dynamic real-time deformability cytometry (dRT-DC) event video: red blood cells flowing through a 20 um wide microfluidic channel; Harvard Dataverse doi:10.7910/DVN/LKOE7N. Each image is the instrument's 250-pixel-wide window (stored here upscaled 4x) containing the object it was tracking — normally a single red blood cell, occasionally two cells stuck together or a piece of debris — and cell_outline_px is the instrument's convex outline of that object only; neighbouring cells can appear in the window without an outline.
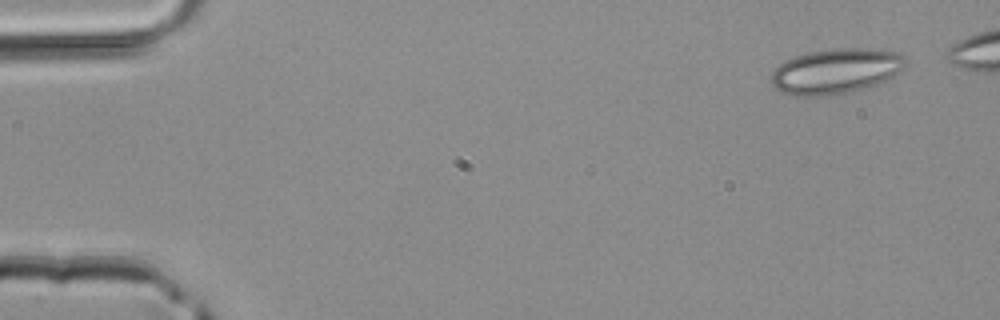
{"species": "common noctule bat (a hibernating species)", "species_latin": "Nyctalus noctula", "temperature_condition": "room temperature", "stored_images_in_passage": 39, "camera_frame_rate_fps": 3000, "um_per_image_px": 0.085, "animal": {"sex": "male", "body_mass_g": 20.4}, "frame": {"image": 1, "passage_image": 1, "time_ms": 0.0, "image_size_px": [1000, 320], "cell_outline_px": [[908, 60], [900, 72], [876, 84], [864, 88], [848, 92], [824, 96], [792, 96], [780, 92], [772, 84], [772, 72], [784, 60], [808, 52], [840, 48], [860, 48], [900, 52]], "centroid_in_image_um": [71.04, 6.05], "position_along_channel_um": 14.0, "area_um2": 35.32}}
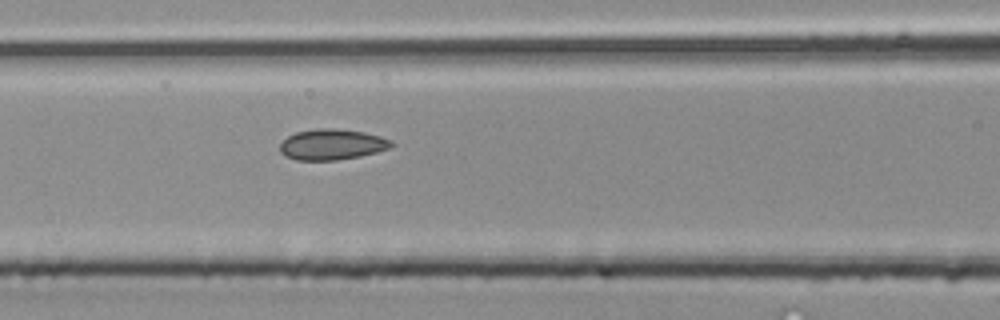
{"frame": {"image": 2, "passage_image": 17, "time_ms": 5.333, "image_size_px": [1000, 320], "cell_outline_px": [[396, 144], [392, 148], [360, 156], [336, 160], [296, 160], [284, 156], [280, 152], [280, 144], [288, 136], [296, 132], [316, 128], [336, 128], [364, 132], [380, 136], [392, 140]], "centroid_in_image_um": [28.24, 12.28], "position_along_channel_um": 138.4, "area_um2": 20.17}}
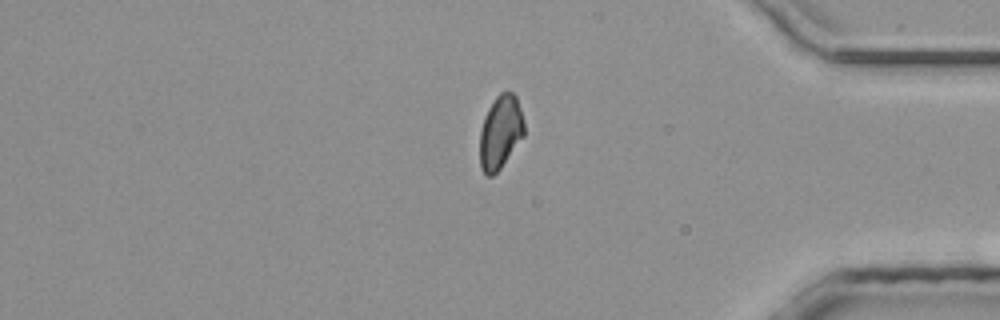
{"frame": {"image": 3, "passage_image": 35, "time_ms": 11.333, "image_size_px": [1000, 320], "cell_outline_px": [[524, 136], [500, 168], [492, 176], [488, 176], [480, 168], [480, 132], [484, 116], [488, 108], [496, 96], [500, 92], [512, 92], [516, 96], [520, 108], [524, 124]], "centroid_in_image_um": [42.53, 11.22], "position_along_channel_um": 392.7, "area_um2": 18.9}}